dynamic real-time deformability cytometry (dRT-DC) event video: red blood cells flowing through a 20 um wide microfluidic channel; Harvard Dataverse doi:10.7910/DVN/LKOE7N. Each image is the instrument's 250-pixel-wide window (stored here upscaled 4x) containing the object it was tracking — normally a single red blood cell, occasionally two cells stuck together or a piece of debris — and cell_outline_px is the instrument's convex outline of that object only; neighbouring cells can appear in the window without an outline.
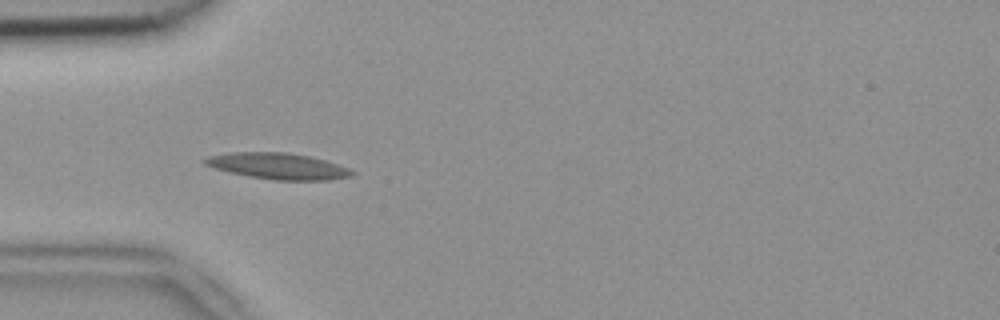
{"species": "common noctule bat (a hibernating species)", "species_latin": "Nyctalus noctula", "temperature_condition": "room temperature", "stored_images_in_passage": 13, "camera_frame_rate_fps": 3000, "um_per_image_px": 0.085, "animal": {"sex": "female", "body_mass_g": 18.4}, "frame": {"image": 1, "passage_image": 4, "time_ms": 1.0, "image_size_px": [1000, 320], "cell_outline_px": [[356, 172], [352, 176], [328, 180], [276, 180], [248, 176], [228, 172], [212, 168], [204, 164], [200, 160], [208, 156], [232, 152], [288, 152], [308, 156], [324, 160], [348, 168]], "centroid_in_image_um": [23.57, 14.12], "position_along_channel_um": 61.4, "area_um2": 22.48}}